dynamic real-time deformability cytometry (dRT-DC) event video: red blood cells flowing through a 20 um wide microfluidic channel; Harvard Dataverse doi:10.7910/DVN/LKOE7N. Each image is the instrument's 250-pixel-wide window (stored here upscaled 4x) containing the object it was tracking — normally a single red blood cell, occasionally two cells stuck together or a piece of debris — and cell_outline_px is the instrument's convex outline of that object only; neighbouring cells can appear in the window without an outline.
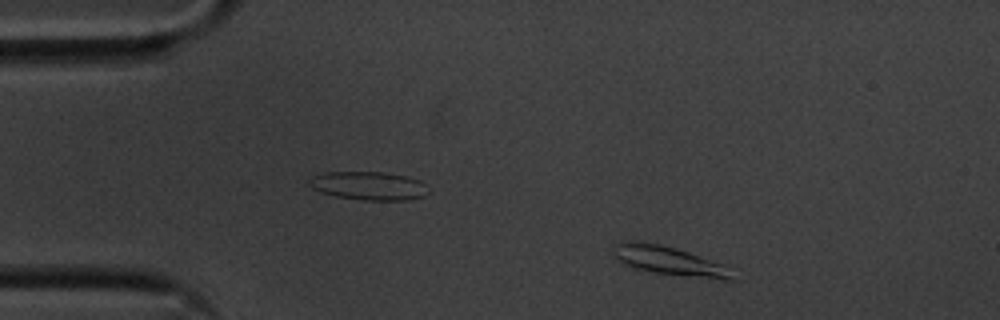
{"species": "common noctule bat (a hibernating species)", "species_latin": "Nyctalus noctula", "temperature_condition": "cold", "stored_images_in_passage": 51, "camera_frame_rate_fps": 3000, "um_per_image_px": 0.085, "animal": {"sex": "male", "body_mass_g": 20.1, "forearm_length_mm": 53.5}, "frame": {"image": 1, "passage_image": 4, "time_ms": 1.0, "image_size_px": [1000, 320], "cell_outline_px": [[740, 268], [736, 280], [724, 280], [652, 272], [636, 268], [624, 264], [616, 256], [612, 244], [628, 240], [636, 240], [660, 244], [676, 248]], "centroid_in_image_um": [57.1, 22.18], "position_along_channel_um": 27.9, "area_um2": 20.75}}
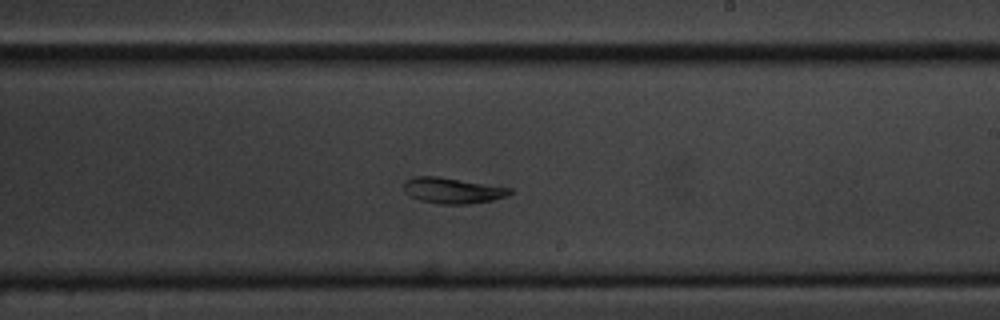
{"frame": {"image": 2, "passage_image": 28, "time_ms": 9.0, "image_size_px": [1000, 320], "cell_outline_px": [[516, 192], [508, 196], [492, 200], [464, 204], [440, 204], [420, 200], [404, 192], [404, 180], [412, 176], [436, 176], [512, 188]], "centroid_in_image_um": [38.48, 16.19], "position_along_channel_um": 250.5, "area_um2": 15.95}}
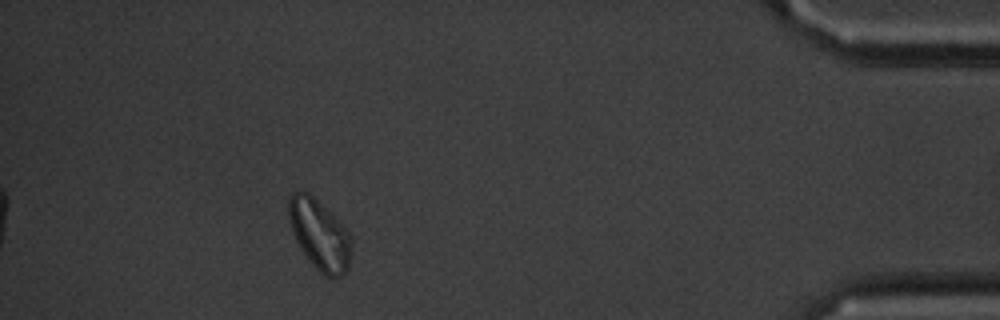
{"frame": {"image": 3, "passage_image": 46, "time_ms": 15.0, "image_size_px": [1000, 320], "cell_outline_px": [[352, 248], [348, 268], [340, 276], [324, 276], [312, 264], [300, 248], [296, 240], [288, 216], [288, 196], [292, 192], [308, 192], [332, 212], [340, 220], [352, 236]], "centroid_in_image_um": [27.18, 19.91], "position_along_channel_um": 408.0, "area_um2": 25.84}, "authors_computed_cell_mechanics": {"area_um2": 17.4556, "velocity_mm_per_s": 3.5076, "shape_relaxation_time_tau1_ms": null, "shape_relaxation_time_tau2_ms": 5.9015, "deformation_change_tau1": null, "deformation_change_tau2": 0.1003}}